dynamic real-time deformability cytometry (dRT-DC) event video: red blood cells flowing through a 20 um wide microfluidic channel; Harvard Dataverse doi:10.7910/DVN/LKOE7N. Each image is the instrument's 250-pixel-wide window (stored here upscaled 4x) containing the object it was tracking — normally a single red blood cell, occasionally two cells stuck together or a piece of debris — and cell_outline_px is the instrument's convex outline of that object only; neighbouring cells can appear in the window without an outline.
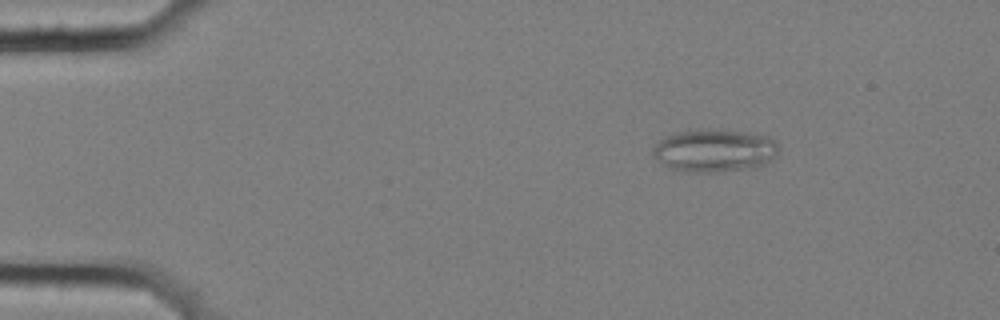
{"species": "common noctule bat (a hibernating species)", "species_latin": "Nyctalus noctula", "temperature_condition": "cold", "stored_images_in_passage": 8, "camera_frame_rate_fps": 3000, "um_per_image_px": 0.085, "animal": {"sex": "female", "body_mass_g": 25.1}, "frame": {"image": 1, "passage_image": 1, "time_ms": 0.0, "image_size_px": [1000, 320], "cell_outline_px": [[780, 148], [776, 156], [772, 160], [764, 164], [716, 172], [688, 172], [672, 168], [664, 164], [652, 156], [652, 148], [660, 140], [668, 136], [680, 132], [716, 128], [720, 128], [768, 136]], "centroid_in_image_um": [60.73, 12.78], "position_along_channel_um": 24.3, "area_um2": 30.98}}
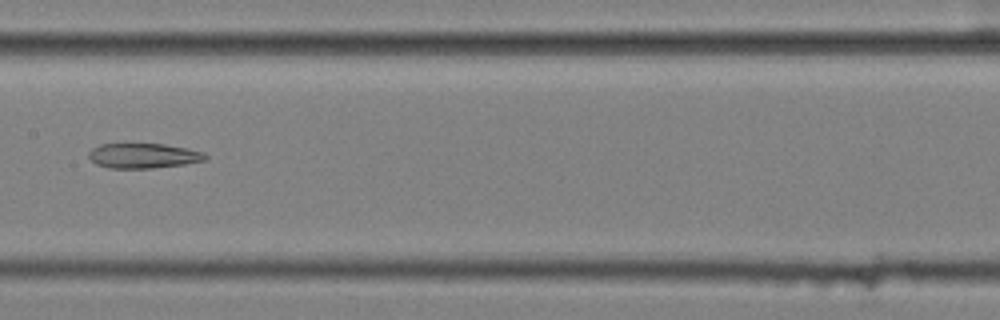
{"frame": {"image": 2, "passage_image": 7, "time_ms": 2.0, "image_size_px": [1000, 320], "cell_outline_px": [[208, 156], [204, 160], [184, 164], [152, 168], [108, 168], [96, 164], [88, 156], [88, 152], [92, 148], [100, 144], [164, 144], [188, 148], [204, 152]], "centroid_in_image_um": [12.18, 13.23], "position_along_channel_um": 195.2, "area_um2": 16.94}}
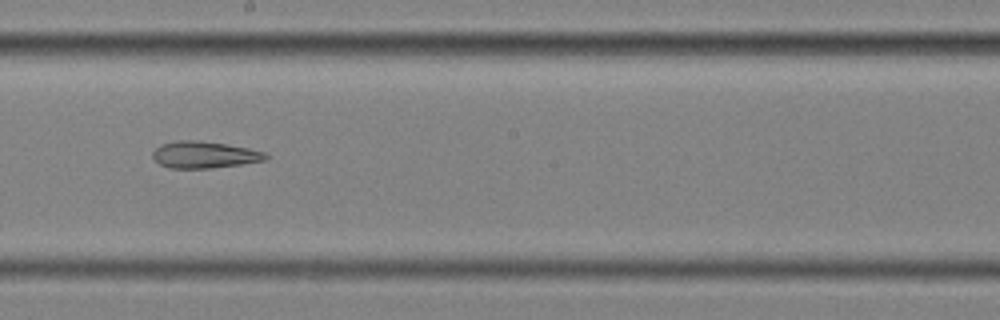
{"frame": {"image": 3, "passage_image": 8, "time_ms": 2.333, "image_size_px": [1000, 320], "cell_outline_px": [[268, 160], [244, 164], [208, 168], [168, 168], [160, 164], [152, 156], [152, 152], [160, 144], [176, 140], [200, 140], [248, 148], [264, 152], [268, 156]], "centroid_in_image_um": [17.36, 13.15], "position_along_channel_um": 230.8, "area_um2": 17.69}}